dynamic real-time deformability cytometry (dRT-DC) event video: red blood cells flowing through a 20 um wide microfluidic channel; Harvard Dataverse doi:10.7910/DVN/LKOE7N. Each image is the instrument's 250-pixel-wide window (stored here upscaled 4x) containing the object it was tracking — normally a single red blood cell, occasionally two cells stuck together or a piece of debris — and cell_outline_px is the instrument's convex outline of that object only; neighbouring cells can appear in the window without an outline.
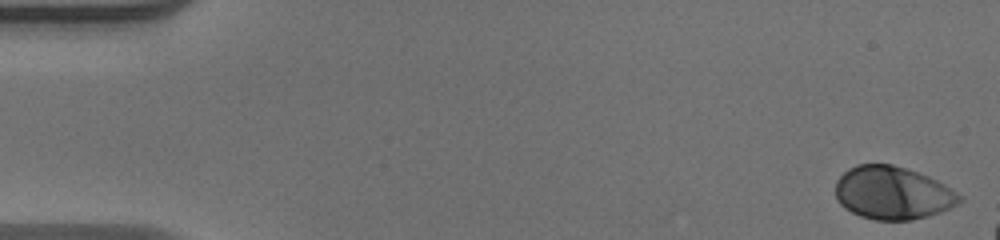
{"species": "human", "species_latin": "Homo sapiens", "temperature_condition": "warm", "stored_images_in_passage": 14, "camera_frame_rate_fps": 3000, "um_per_image_px": 0.085, "donor": {"sex": "male"}, "frame": {"image": 1, "passage_image": 1, "time_ms": 0.0, "image_size_px": [1000, 240], "cell_outline_px": [[964, 200], [940, 212], [928, 216], [912, 220], [876, 220], [860, 216], [844, 208], [836, 200], [836, 180], [848, 168], [856, 164], [892, 164], [928, 176], [944, 184], [964, 196]], "centroid_in_image_um": [75.87, 16.4], "position_along_channel_um": 9.1, "area_um2": 38.38}}